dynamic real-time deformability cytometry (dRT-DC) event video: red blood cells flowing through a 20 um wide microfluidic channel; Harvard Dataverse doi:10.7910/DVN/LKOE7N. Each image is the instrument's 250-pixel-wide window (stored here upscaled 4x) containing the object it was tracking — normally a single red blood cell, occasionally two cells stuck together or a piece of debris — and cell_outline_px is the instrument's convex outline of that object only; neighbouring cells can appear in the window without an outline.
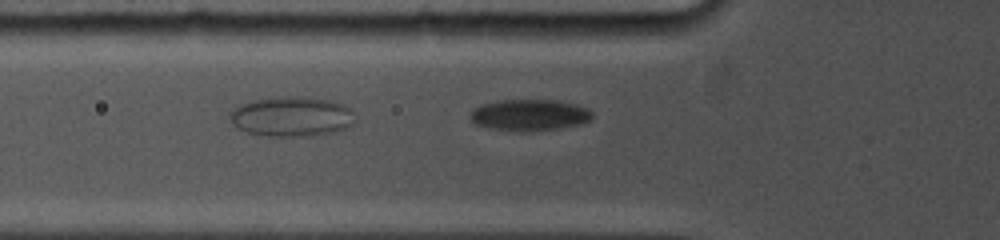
{"species": "common noctule bat (a hibernating species)", "species_latin": "Nyctalus noctula", "temperature_condition": "cold", "stored_images_in_passage": 11, "camera_frame_rate_fps": 5000, "um_per_image_px": 0.085, "animal": {"sex": "female", "body_mass_g": 19.0, "forearm_length_mm": 53.3}, "frame": {"image": 1, "passage_image": 2, "time_ms": 0.2, "image_size_px": [1000, 240], "cell_outline_px": [[592, 120], [580, 124], [560, 128], [492, 128], [476, 124], [472, 120], [472, 112], [476, 108], [484, 104], [500, 100], [556, 100], [576, 104], [588, 108], [592, 112]], "centroid_in_image_um": [45.11, 9.72], "position_along_channel_um": 80.7, "area_um2": 21.1}}